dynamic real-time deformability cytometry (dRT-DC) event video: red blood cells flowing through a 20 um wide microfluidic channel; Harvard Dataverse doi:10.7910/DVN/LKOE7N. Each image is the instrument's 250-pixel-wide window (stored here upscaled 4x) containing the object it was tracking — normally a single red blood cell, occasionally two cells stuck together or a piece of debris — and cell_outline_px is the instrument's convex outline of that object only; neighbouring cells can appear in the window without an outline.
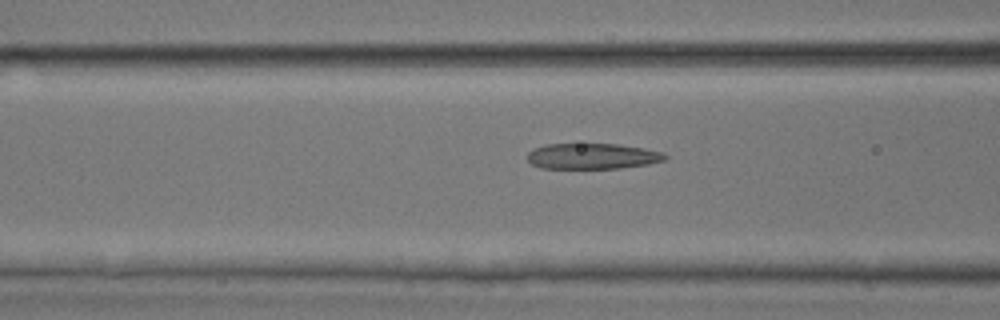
{"species": "common noctule bat (a hibernating species)", "species_latin": "Nyctalus noctula", "temperature_condition": "room temperature", "stored_images_in_passage": 44, "camera_frame_rate_fps": 3000, "um_per_image_px": 0.085, "animal": {"sex": "male", "body_mass_g": 17.9, "forearm_length_mm": 54.2}, "frame": {"image": 1, "passage_image": 18, "time_ms": 5.667, "image_size_px": [1000, 320], "cell_outline_px": [[668, 156], [664, 160], [648, 164], [620, 168], [540, 168], [532, 164], [528, 160], [528, 152], [532, 148], [544, 144], [620, 144], [644, 148], [664, 152]], "centroid_in_image_um": [50.35, 13.27], "position_along_channel_um": 116.3, "area_um2": 20.75}}
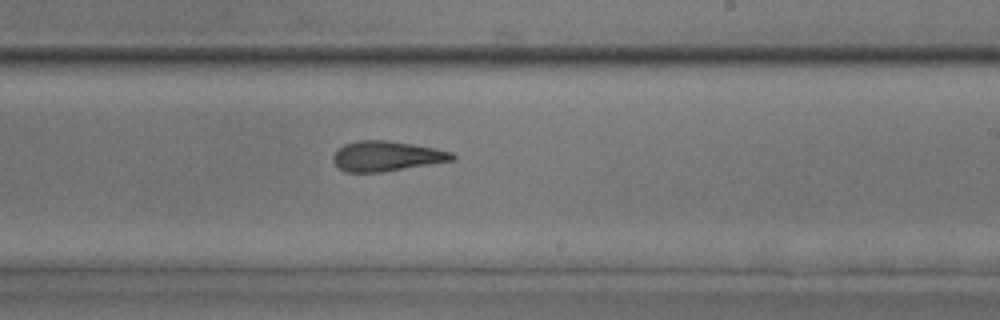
{"frame": {"image": 2, "passage_image": 27, "time_ms": 8.667, "image_size_px": [1000, 320], "cell_outline_px": [[456, 160], [384, 172], [344, 172], [332, 160], [332, 156], [336, 148], [344, 144], [360, 140], [388, 140], [436, 148], [452, 152], [456, 156]], "centroid_in_image_um": [32.86, 13.27], "position_along_channel_um": 256.1, "area_um2": 21.15}}
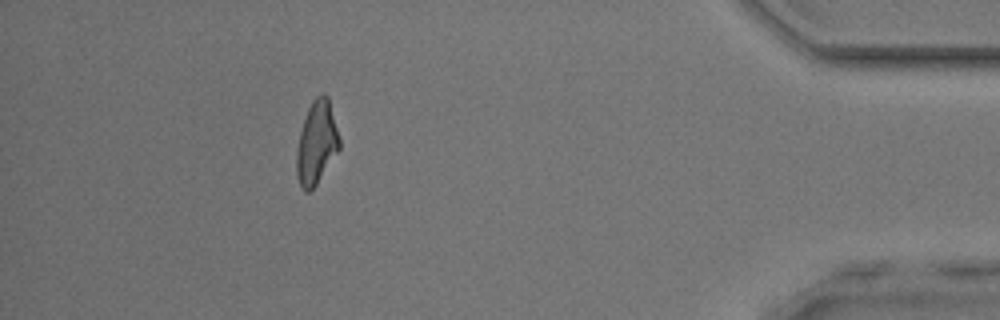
{"frame": {"image": 3, "passage_image": 40, "time_ms": 13.0, "image_size_px": [1000, 320], "cell_outline_px": [[340, 148], [316, 184], [308, 192], [304, 192], [300, 188], [296, 176], [296, 152], [300, 132], [308, 108], [312, 100], [320, 92], [324, 92], [328, 96], [340, 140]], "centroid_in_image_um": [26.89, 12.13], "position_along_channel_um": 408.3, "area_um2": 20.75}}